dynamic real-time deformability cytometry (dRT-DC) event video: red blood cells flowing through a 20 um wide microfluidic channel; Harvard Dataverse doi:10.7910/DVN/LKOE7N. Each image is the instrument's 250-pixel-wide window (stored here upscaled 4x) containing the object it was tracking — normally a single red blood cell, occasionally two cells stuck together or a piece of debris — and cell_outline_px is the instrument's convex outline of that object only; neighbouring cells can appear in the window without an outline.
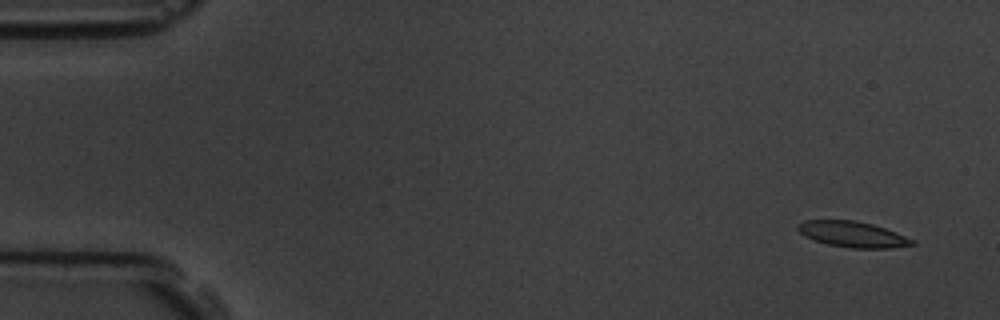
{"species": "common noctule bat (a hibernating species)", "species_latin": "Nyctalus noctula", "temperature_condition": "room temperature", "stored_images_in_passage": 6, "camera_frame_rate_fps": 3000, "um_per_image_px": 0.085, "animal": {"sex": "male", "body_mass_g": 19.5, "forearm_length_mm": 54.6}, "frame": {"image": 1, "passage_image": 1, "time_ms": 0.0, "image_size_px": [1000, 320], "cell_outline_px": [[916, 244], [888, 248], [852, 248], [828, 244], [804, 236], [796, 228], [796, 224], [804, 220], [852, 220], [872, 224], [896, 232], [916, 240]], "centroid_in_image_um": [72.47, 19.91], "position_along_channel_um": 12.5, "area_um2": 17.11}}
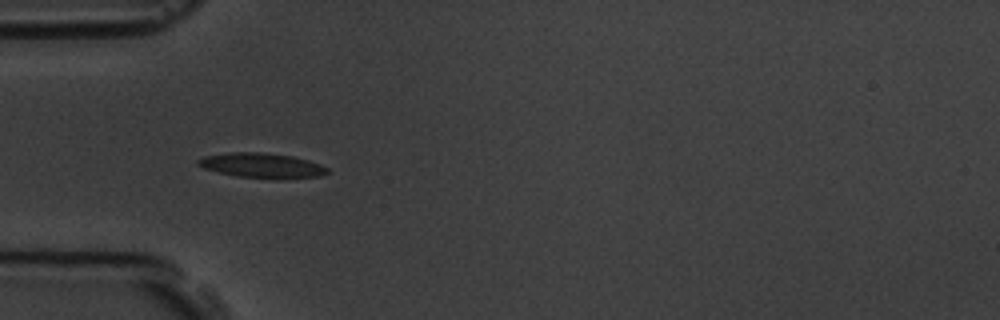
{"frame": {"image": 2, "passage_image": 5, "time_ms": 4.667, "image_size_px": [1000, 320], "cell_outline_px": [[328, 172], [320, 176], [280, 180], [276, 180], [236, 176], [204, 168], [196, 164], [196, 160], [204, 156], [232, 152], [260, 152], [292, 156], [308, 160], [320, 164], [328, 168]], "centroid_in_image_um": [22.28, 14.08], "position_along_channel_um": 62.7, "area_um2": 18.96}}
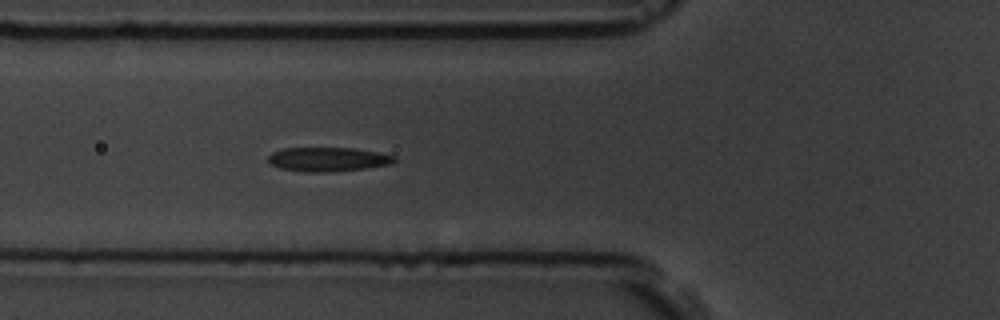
{"frame": {"image": 3, "passage_image": 6, "time_ms": 5.667, "image_size_px": [1000, 320], "cell_outline_px": [[396, 160], [392, 164], [368, 168], [328, 172], [308, 172], [280, 168], [272, 164], [268, 160], [268, 156], [272, 152], [284, 148], [356, 148], [396, 156]], "centroid_in_image_um": [27.91, 13.54], "position_along_channel_um": 97.9, "area_um2": 17.74}}